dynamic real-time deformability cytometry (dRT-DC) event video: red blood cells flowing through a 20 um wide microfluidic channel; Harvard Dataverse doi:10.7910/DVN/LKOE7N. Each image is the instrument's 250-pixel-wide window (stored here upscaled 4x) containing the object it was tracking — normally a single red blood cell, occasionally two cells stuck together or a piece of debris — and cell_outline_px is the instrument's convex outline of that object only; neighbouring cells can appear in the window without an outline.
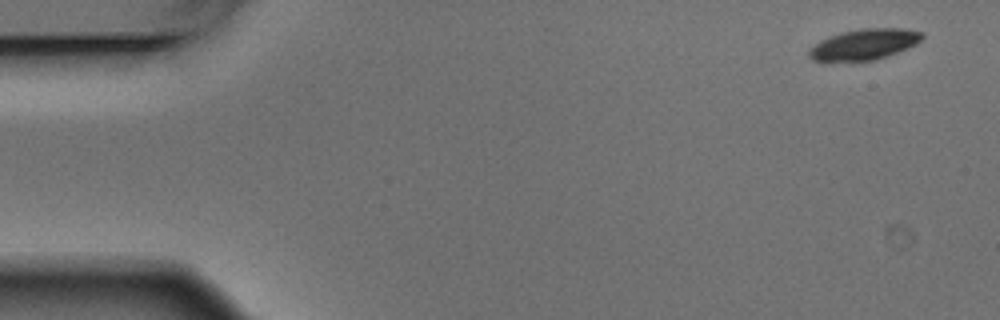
{"species": "Egyptian fruit bat (a non-hibernating species)", "species_latin": "Rousettus aegyptiacus", "temperature_condition": "warm", "stored_images_in_passage": 5, "camera_frame_rate_fps": 3000, "um_per_image_px": 0.085, "animal": {"sex": "male"}, "frame": {"image": 1, "passage_image": 1, "time_ms": 0.0, "image_size_px": [1000, 320], "cell_outline_px": [[924, 36], [916, 44], [908, 48], [888, 56], [876, 60], [812, 60], [808, 56], [808, 48], [820, 40], [828, 36], [860, 28], [904, 28], [924, 32]], "centroid_in_image_um": [73.48, 3.75], "position_along_channel_um": 11.5, "area_um2": 20.29}}
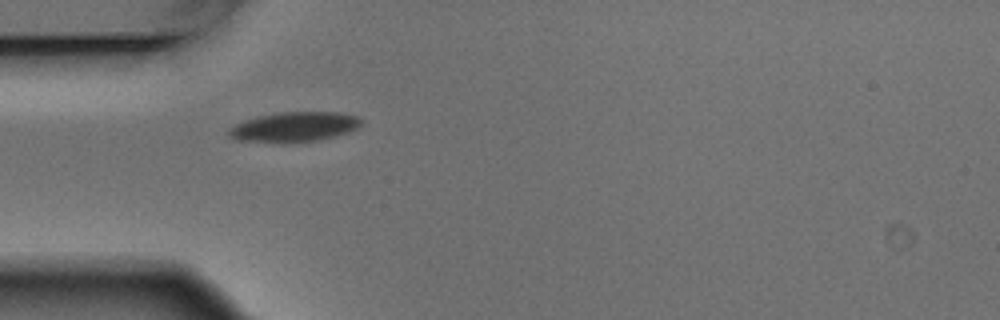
{"frame": {"image": 2, "passage_image": 4, "time_ms": 1.0, "image_size_px": [1000, 320], "cell_outline_px": [[364, 120], [356, 128], [348, 132], [316, 140], [280, 144], [232, 140], [228, 136], [228, 128], [244, 120], [256, 116], [280, 112], [340, 112], [360, 116]], "centroid_in_image_um": [24.95, 10.79], "position_along_channel_um": 60.1, "area_um2": 23.52}}
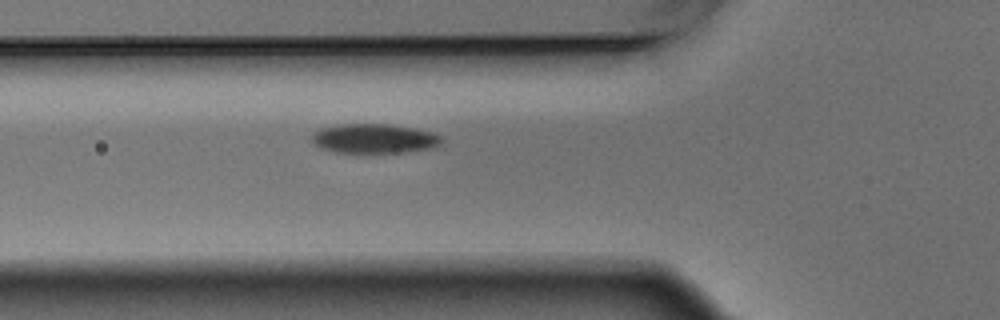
{"frame": {"image": 3, "passage_image": 5, "time_ms": 1.333, "image_size_px": [1000, 320], "cell_outline_px": [[444, 140], [436, 148], [404, 152], [336, 152], [320, 148], [312, 140], [312, 136], [320, 128], [340, 124], [388, 124], [412, 128], [428, 132], [440, 136]], "centroid_in_image_um": [31.82, 11.78], "position_along_channel_um": 94.0, "area_um2": 22.02}}